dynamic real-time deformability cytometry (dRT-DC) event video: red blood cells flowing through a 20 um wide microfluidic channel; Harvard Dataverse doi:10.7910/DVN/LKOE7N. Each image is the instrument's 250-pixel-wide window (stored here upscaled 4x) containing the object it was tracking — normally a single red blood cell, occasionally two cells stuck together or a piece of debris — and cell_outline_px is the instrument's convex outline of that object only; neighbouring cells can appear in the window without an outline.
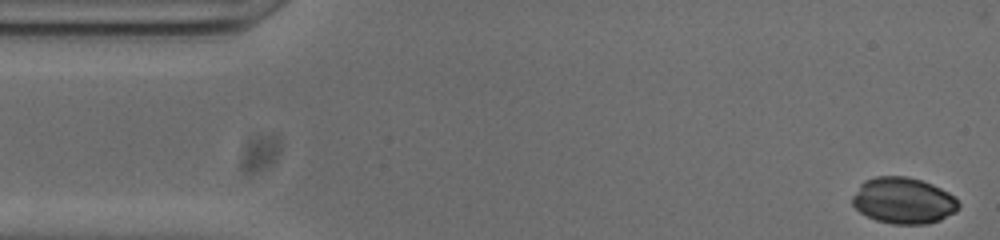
{"species": "common noctule bat (a hibernating species)", "species_latin": "Nyctalus noctula", "temperature_condition": "cold", "stored_images_in_passage": 44, "camera_frame_rate_fps": 3000, "um_per_image_px": 0.085, "animal": {"sex": "male", "body_mass_g": 20.0, "forearm_length_mm": 53.3}, "frame": {"image": 1, "passage_image": 1, "time_ms": 0.0, "image_size_px": [1000, 240], "cell_outline_px": [[960, 204], [956, 212], [940, 220], [928, 224], [892, 224], [876, 220], [860, 212], [852, 204], [852, 196], [860, 184], [864, 180], [876, 176], [908, 176], [932, 184], [948, 192]], "centroid_in_image_um": [76.78, 17.05], "position_along_channel_um": 8.2, "area_um2": 28.67}}
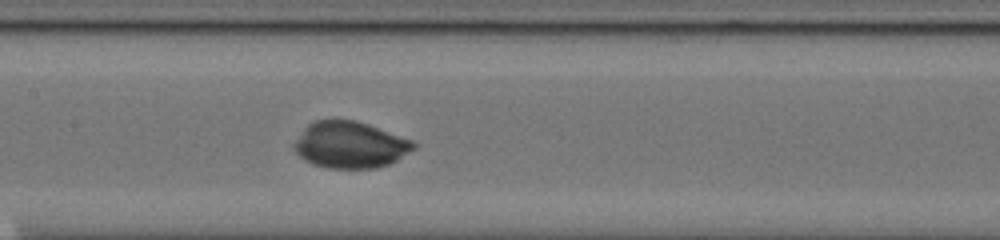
{"frame": {"image": 2, "passage_image": 23, "time_ms": 7.333, "image_size_px": [1000, 240], "cell_outline_px": [[416, 148], [396, 160], [388, 164], [376, 168], [328, 168], [312, 164], [304, 160], [296, 152], [292, 144], [304, 128], [308, 124], [316, 120], [356, 120], [368, 124], [412, 140], [416, 144]], "centroid_in_image_um": [29.74, 12.31], "position_along_channel_um": 177.7, "area_um2": 32.31}}
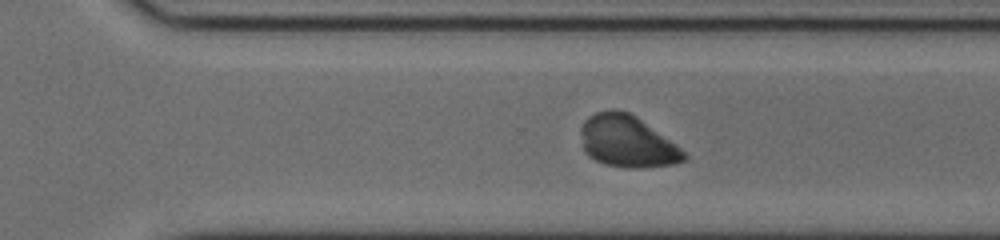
{"frame": {"image": 3, "passage_image": 34, "time_ms": 11.0, "image_size_px": [1000, 240], "cell_outline_px": [[688, 156], [684, 160], [676, 164], [640, 168], [628, 168], [604, 164], [588, 156], [584, 152], [580, 132], [580, 128], [584, 120], [588, 116], [596, 112], [612, 108], [616, 108], [628, 112], [636, 116], [676, 144]], "centroid_in_image_um": [53.28, 12.01], "position_along_channel_um": 317.3, "area_um2": 31.39}}